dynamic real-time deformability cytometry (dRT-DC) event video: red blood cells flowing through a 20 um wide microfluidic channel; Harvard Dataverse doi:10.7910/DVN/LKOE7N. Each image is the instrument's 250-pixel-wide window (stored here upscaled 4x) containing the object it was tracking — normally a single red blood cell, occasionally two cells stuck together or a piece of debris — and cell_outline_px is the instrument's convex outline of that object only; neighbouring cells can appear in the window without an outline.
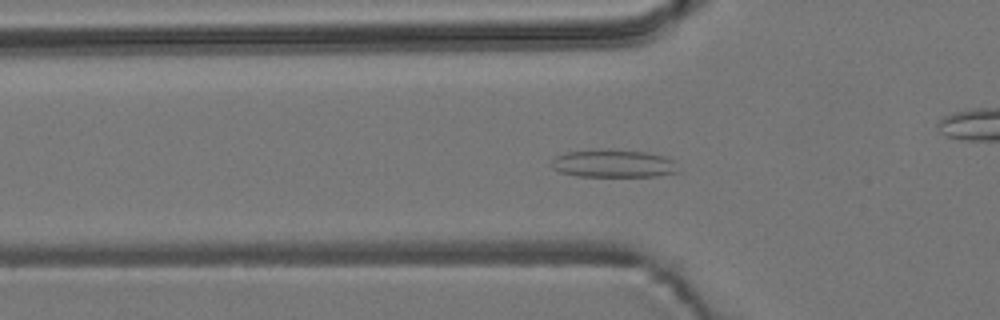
{"species": "common noctule bat (a hibernating species)", "species_latin": "Nyctalus noctula", "temperature_condition": "room temperature", "stored_images_in_passage": 41, "camera_frame_rate_fps": 3000, "um_per_image_px": 0.085, "animal": {"sex": "male", "body_mass_g": 19.2, "forearm_length_mm": 51.8}, "frame": {"image": 1, "passage_image": 3, "time_ms": 0.667, "image_size_px": [1000, 320], "cell_outline_px": [[676, 172], [656, 176], [576, 176], [560, 172], [552, 168], [552, 160], [556, 156], [568, 152], [644, 152], [664, 156], [672, 160]], "centroid_in_image_um": [52.1, 13.95], "position_along_channel_um": 73.7, "area_um2": 19.25}}
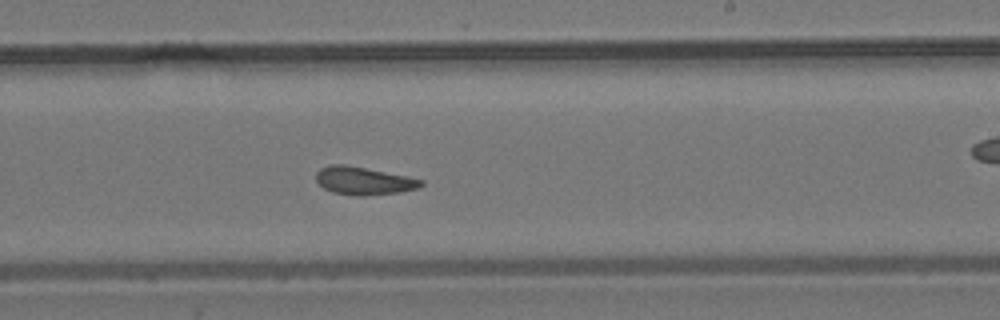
{"frame": {"image": 2, "passage_image": 18, "time_ms": 5.667, "image_size_px": [1000, 320], "cell_outline_px": [[424, 184], [416, 188], [400, 192], [364, 196], [356, 196], [332, 192], [324, 188], [316, 180], [316, 172], [320, 168], [332, 164], [344, 164], [408, 176], [424, 180]], "centroid_in_image_um": [30.9, 15.37], "position_along_channel_um": 258.1, "area_um2": 17.05}}
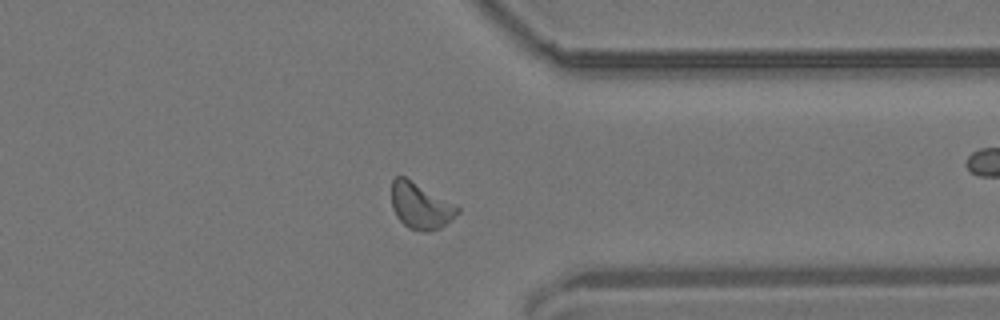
{"frame": {"image": 3, "passage_image": 28, "time_ms": 9.0, "image_size_px": [1000, 320], "cell_outline_px": [[460, 212], [440, 228], [428, 232], [424, 232], [408, 228], [396, 216], [392, 208], [392, 180], [396, 176], [404, 176], [460, 208]], "centroid_in_image_um": [35.72, 17.52], "position_along_channel_um": 375.7, "area_um2": 17.4}, "authors_computed_cell_mechanics": {"area_um2": 17.051, "velocity_mm_per_s": 3.6745, "shape_relaxation_time_tau1_ms": null, "shape_relaxation_time_tau2_ms": 2.9013, "deformation_change_tau1": null, "deformation_change_tau2": 0.1065}}